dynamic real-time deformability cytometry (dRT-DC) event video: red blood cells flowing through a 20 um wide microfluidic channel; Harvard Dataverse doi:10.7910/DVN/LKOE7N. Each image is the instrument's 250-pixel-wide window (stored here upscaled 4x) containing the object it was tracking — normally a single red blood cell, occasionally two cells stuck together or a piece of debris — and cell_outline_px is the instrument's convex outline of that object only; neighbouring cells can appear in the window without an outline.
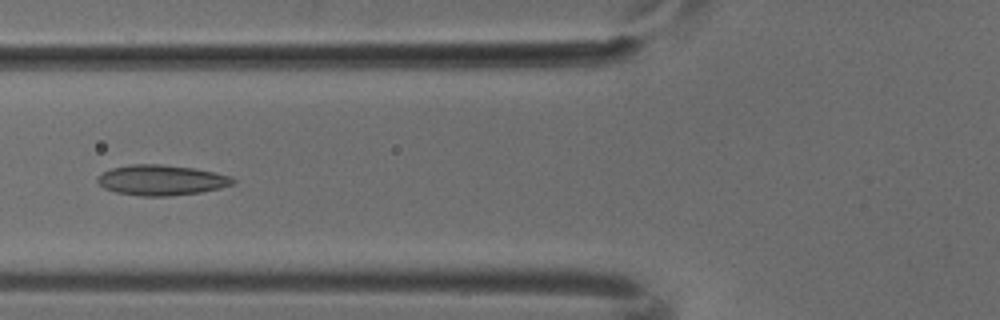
{"species": "common noctule bat (a hibernating species)", "species_latin": "Nyctalus noctula", "temperature_condition": "cold", "stored_images_in_passage": 5, "camera_frame_rate_fps": 3000, "um_per_image_px": 0.085, "animal": {"sex": "male", "body_mass_g": 18.8}, "frame": {"image": 1, "passage_image": 5, "time_ms": 1.333, "image_size_px": [1000, 320], "cell_outline_px": [[236, 180], [232, 184], [220, 188], [200, 192], [168, 196], [140, 196], [116, 192], [104, 188], [96, 180], [96, 176], [112, 168], [132, 164], [160, 164], [192, 168], [232, 176]], "centroid_in_image_um": [13.7, 15.31], "position_along_channel_um": 112.1, "area_um2": 23.81}}